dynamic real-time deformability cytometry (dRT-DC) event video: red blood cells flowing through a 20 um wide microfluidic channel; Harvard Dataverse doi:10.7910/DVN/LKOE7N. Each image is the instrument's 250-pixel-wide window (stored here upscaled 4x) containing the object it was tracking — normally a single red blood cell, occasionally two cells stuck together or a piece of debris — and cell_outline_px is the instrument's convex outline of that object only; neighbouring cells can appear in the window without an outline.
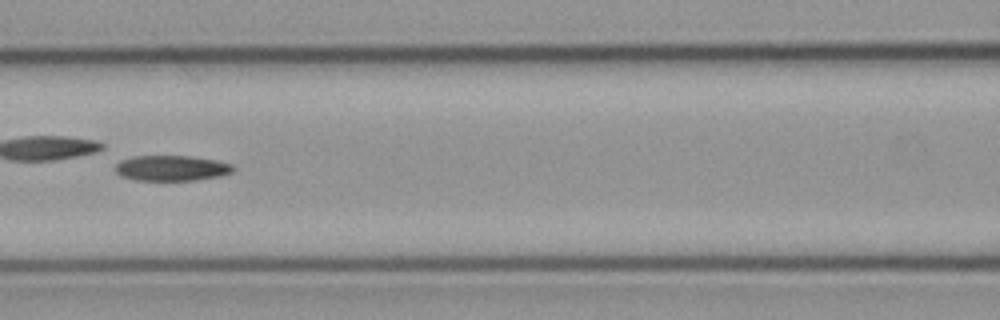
{"species": "common noctule bat (a hibernating species)", "species_latin": "Nyctalus noctula", "temperature_condition": "cold", "stored_images_in_passage": 36, "camera_frame_rate_fps": 3000, "um_per_image_px": 0.085, "animal": {"sex": "male", "body_mass_g": 23.1, "forearm_length_mm": 52.7}, "frame": {"image": 1, "passage_image": 11, "time_ms": 3.333, "image_size_px": [1000, 320], "cell_outline_px": [[236, 168], [232, 172], [220, 176], [196, 180], [136, 180], [120, 176], [116, 172], [116, 164], [120, 160], [132, 156], [188, 156], [216, 160], [232, 164]], "centroid_in_image_um": [14.58, 14.29], "position_along_channel_um": 152.0, "area_um2": 17.51}, "authors_computed_cell_mechanics": {"area_um2": 17.8024, "velocity_mm_per_s": 3.7677, "shape_relaxation_time_tau1_ms": 3.0701, "shape_relaxation_time_tau2_ms": null, "deformation_change_tau1": 0.2174, "deformation_change_tau2": null}}